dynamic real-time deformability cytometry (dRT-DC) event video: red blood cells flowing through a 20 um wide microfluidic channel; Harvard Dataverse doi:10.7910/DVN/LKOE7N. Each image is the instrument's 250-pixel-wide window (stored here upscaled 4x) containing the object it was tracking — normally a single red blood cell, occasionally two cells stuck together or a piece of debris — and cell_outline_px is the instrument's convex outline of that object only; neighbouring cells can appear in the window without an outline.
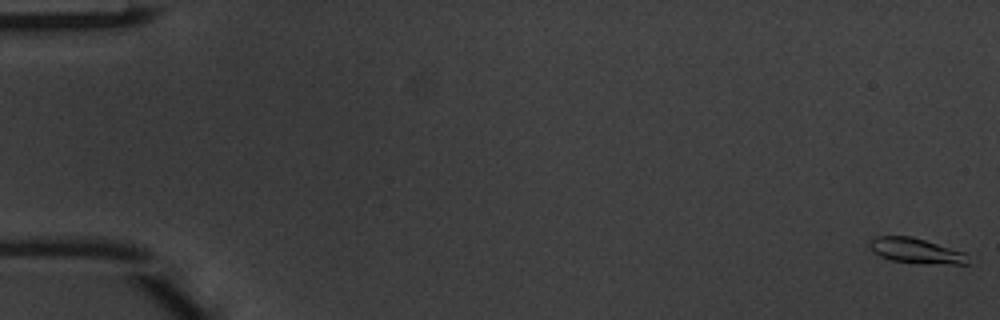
{"species": "common noctule bat (a hibernating species)", "species_latin": "Nyctalus noctula", "temperature_condition": "warm", "stored_images_in_passage": 12, "camera_frame_rate_fps": 3000, "um_per_image_px": 0.085, "animal": {"sex": "male", "body_mass_g": 20.1, "forearm_length_mm": 53.5}, "frame": {"image": 1, "passage_image": 1, "time_ms": 0.0, "image_size_px": [1000, 320], "cell_outline_px": [[968, 264], [952, 264], [892, 260], [880, 256], [868, 244], [868, 240], [872, 236], [912, 236], [964, 252]], "centroid_in_image_um": [77.8, 21.27], "position_along_channel_um": 7.2, "area_um2": 13.93}}